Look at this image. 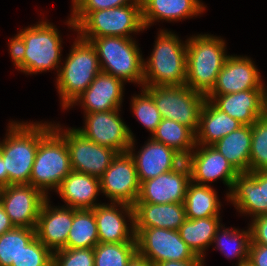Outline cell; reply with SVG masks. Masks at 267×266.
I'll use <instances>...</instances> for the list:
<instances>
[{"instance_id":"cell-9","label":"cell","mask_w":267,"mask_h":266,"mask_svg":"<svg viewBox=\"0 0 267 266\" xmlns=\"http://www.w3.org/2000/svg\"><path fill=\"white\" fill-rule=\"evenodd\" d=\"M153 98L162 119H171L189 127L195 134L206 95L184 86L143 87Z\"/></svg>"},{"instance_id":"cell-25","label":"cell","mask_w":267,"mask_h":266,"mask_svg":"<svg viewBox=\"0 0 267 266\" xmlns=\"http://www.w3.org/2000/svg\"><path fill=\"white\" fill-rule=\"evenodd\" d=\"M73 209H94L97 196L101 193L100 178L72 170L55 192Z\"/></svg>"},{"instance_id":"cell-37","label":"cell","mask_w":267,"mask_h":266,"mask_svg":"<svg viewBox=\"0 0 267 266\" xmlns=\"http://www.w3.org/2000/svg\"><path fill=\"white\" fill-rule=\"evenodd\" d=\"M141 93L132 96L131 110L133 116L141 123L151 135L162 121V116L156 107L152 96L142 87Z\"/></svg>"},{"instance_id":"cell-26","label":"cell","mask_w":267,"mask_h":266,"mask_svg":"<svg viewBox=\"0 0 267 266\" xmlns=\"http://www.w3.org/2000/svg\"><path fill=\"white\" fill-rule=\"evenodd\" d=\"M135 228L178 230L186 220L184 203H135Z\"/></svg>"},{"instance_id":"cell-23","label":"cell","mask_w":267,"mask_h":266,"mask_svg":"<svg viewBox=\"0 0 267 266\" xmlns=\"http://www.w3.org/2000/svg\"><path fill=\"white\" fill-rule=\"evenodd\" d=\"M228 201L251 220L265 215L264 170L240 173L234 180Z\"/></svg>"},{"instance_id":"cell-4","label":"cell","mask_w":267,"mask_h":266,"mask_svg":"<svg viewBox=\"0 0 267 266\" xmlns=\"http://www.w3.org/2000/svg\"><path fill=\"white\" fill-rule=\"evenodd\" d=\"M226 42L213 34H197L187 38L185 85L207 95L228 58Z\"/></svg>"},{"instance_id":"cell-41","label":"cell","mask_w":267,"mask_h":266,"mask_svg":"<svg viewBox=\"0 0 267 266\" xmlns=\"http://www.w3.org/2000/svg\"><path fill=\"white\" fill-rule=\"evenodd\" d=\"M8 42L9 54L13 65L17 70L24 73L25 43L23 37L17 33L14 37L9 38Z\"/></svg>"},{"instance_id":"cell-30","label":"cell","mask_w":267,"mask_h":266,"mask_svg":"<svg viewBox=\"0 0 267 266\" xmlns=\"http://www.w3.org/2000/svg\"><path fill=\"white\" fill-rule=\"evenodd\" d=\"M185 213L188 219L220 216L221 202L211 185L190 182L185 195Z\"/></svg>"},{"instance_id":"cell-14","label":"cell","mask_w":267,"mask_h":266,"mask_svg":"<svg viewBox=\"0 0 267 266\" xmlns=\"http://www.w3.org/2000/svg\"><path fill=\"white\" fill-rule=\"evenodd\" d=\"M190 169L191 181L208 185L220 179L227 186L229 192L235 178L240 174L231 163L212 145H196L194 150L185 158Z\"/></svg>"},{"instance_id":"cell-2","label":"cell","mask_w":267,"mask_h":266,"mask_svg":"<svg viewBox=\"0 0 267 266\" xmlns=\"http://www.w3.org/2000/svg\"><path fill=\"white\" fill-rule=\"evenodd\" d=\"M0 141V153L7 170V186L30 184L35 155L41 141L40 122L10 121Z\"/></svg>"},{"instance_id":"cell-48","label":"cell","mask_w":267,"mask_h":266,"mask_svg":"<svg viewBox=\"0 0 267 266\" xmlns=\"http://www.w3.org/2000/svg\"><path fill=\"white\" fill-rule=\"evenodd\" d=\"M265 215L267 214V170H264Z\"/></svg>"},{"instance_id":"cell-8","label":"cell","mask_w":267,"mask_h":266,"mask_svg":"<svg viewBox=\"0 0 267 266\" xmlns=\"http://www.w3.org/2000/svg\"><path fill=\"white\" fill-rule=\"evenodd\" d=\"M144 30L141 0L116 8L91 11L76 26L77 34L82 39L105 36L133 38L132 33L138 34Z\"/></svg>"},{"instance_id":"cell-20","label":"cell","mask_w":267,"mask_h":266,"mask_svg":"<svg viewBox=\"0 0 267 266\" xmlns=\"http://www.w3.org/2000/svg\"><path fill=\"white\" fill-rule=\"evenodd\" d=\"M124 81L110 74L100 72L66 109L80 105L84 113L105 112L121 109L124 96Z\"/></svg>"},{"instance_id":"cell-31","label":"cell","mask_w":267,"mask_h":266,"mask_svg":"<svg viewBox=\"0 0 267 266\" xmlns=\"http://www.w3.org/2000/svg\"><path fill=\"white\" fill-rule=\"evenodd\" d=\"M151 138L173 148L184 159L196 146V134L187 126L171 119H162Z\"/></svg>"},{"instance_id":"cell-27","label":"cell","mask_w":267,"mask_h":266,"mask_svg":"<svg viewBox=\"0 0 267 266\" xmlns=\"http://www.w3.org/2000/svg\"><path fill=\"white\" fill-rule=\"evenodd\" d=\"M241 126H243L242 123L220 110L211 100L206 99L200 112L196 145H213Z\"/></svg>"},{"instance_id":"cell-7","label":"cell","mask_w":267,"mask_h":266,"mask_svg":"<svg viewBox=\"0 0 267 266\" xmlns=\"http://www.w3.org/2000/svg\"><path fill=\"white\" fill-rule=\"evenodd\" d=\"M18 33L25 43L24 73L32 75L56 69L58 74L63 41L56 26L43 19Z\"/></svg>"},{"instance_id":"cell-11","label":"cell","mask_w":267,"mask_h":266,"mask_svg":"<svg viewBox=\"0 0 267 266\" xmlns=\"http://www.w3.org/2000/svg\"><path fill=\"white\" fill-rule=\"evenodd\" d=\"M135 239L137 254L154 266L164 261H186L196 257L178 230L135 228Z\"/></svg>"},{"instance_id":"cell-42","label":"cell","mask_w":267,"mask_h":266,"mask_svg":"<svg viewBox=\"0 0 267 266\" xmlns=\"http://www.w3.org/2000/svg\"><path fill=\"white\" fill-rule=\"evenodd\" d=\"M250 222L251 242L267 245V214L258 216Z\"/></svg>"},{"instance_id":"cell-1","label":"cell","mask_w":267,"mask_h":266,"mask_svg":"<svg viewBox=\"0 0 267 266\" xmlns=\"http://www.w3.org/2000/svg\"><path fill=\"white\" fill-rule=\"evenodd\" d=\"M71 171L65 138L53 127L52 122H41V141L35 155L30 185L48 198V191L56 192Z\"/></svg>"},{"instance_id":"cell-5","label":"cell","mask_w":267,"mask_h":266,"mask_svg":"<svg viewBox=\"0 0 267 266\" xmlns=\"http://www.w3.org/2000/svg\"><path fill=\"white\" fill-rule=\"evenodd\" d=\"M100 72L101 67L94 46L77 34L56 77L55 85L63 110L89 87Z\"/></svg>"},{"instance_id":"cell-16","label":"cell","mask_w":267,"mask_h":266,"mask_svg":"<svg viewBox=\"0 0 267 266\" xmlns=\"http://www.w3.org/2000/svg\"><path fill=\"white\" fill-rule=\"evenodd\" d=\"M190 182V169L184 160L176 169L140 183L136 203H184Z\"/></svg>"},{"instance_id":"cell-34","label":"cell","mask_w":267,"mask_h":266,"mask_svg":"<svg viewBox=\"0 0 267 266\" xmlns=\"http://www.w3.org/2000/svg\"><path fill=\"white\" fill-rule=\"evenodd\" d=\"M36 237L35 228L14 227L0 236V266H11L24 247Z\"/></svg>"},{"instance_id":"cell-38","label":"cell","mask_w":267,"mask_h":266,"mask_svg":"<svg viewBox=\"0 0 267 266\" xmlns=\"http://www.w3.org/2000/svg\"><path fill=\"white\" fill-rule=\"evenodd\" d=\"M135 0H71L70 18L66 21L68 28L76 31V26L91 12L116 8L132 4Z\"/></svg>"},{"instance_id":"cell-17","label":"cell","mask_w":267,"mask_h":266,"mask_svg":"<svg viewBox=\"0 0 267 266\" xmlns=\"http://www.w3.org/2000/svg\"><path fill=\"white\" fill-rule=\"evenodd\" d=\"M94 217L99 243L136 242L133 206L114 202L101 203L94 208Z\"/></svg>"},{"instance_id":"cell-50","label":"cell","mask_w":267,"mask_h":266,"mask_svg":"<svg viewBox=\"0 0 267 266\" xmlns=\"http://www.w3.org/2000/svg\"><path fill=\"white\" fill-rule=\"evenodd\" d=\"M238 266H253V265L249 261H246L244 263L239 264Z\"/></svg>"},{"instance_id":"cell-35","label":"cell","mask_w":267,"mask_h":266,"mask_svg":"<svg viewBox=\"0 0 267 266\" xmlns=\"http://www.w3.org/2000/svg\"><path fill=\"white\" fill-rule=\"evenodd\" d=\"M136 254V242L98 243L94 247V266H127Z\"/></svg>"},{"instance_id":"cell-46","label":"cell","mask_w":267,"mask_h":266,"mask_svg":"<svg viewBox=\"0 0 267 266\" xmlns=\"http://www.w3.org/2000/svg\"><path fill=\"white\" fill-rule=\"evenodd\" d=\"M127 266H154L148 259L136 254Z\"/></svg>"},{"instance_id":"cell-22","label":"cell","mask_w":267,"mask_h":266,"mask_svg":"<svg viewBox=\"0 0 267 266\" xmlns=\"http://www.w3.org/2000/svg\"><path fill=\"white\" fill-rule=\"evenodd\" d=\"M266 89H251L226 95H206L220 110L243 125H252L265 115Z\"/></svg>"},{"instance_id":"cell-36","label":"cell","mask_w":267,"mask_h":266,"mask_svg":"<svg viewBox=\"0 0 267 266\" xmlns=\"http://www.w3.org/2000/svg\"><path fill=\"white\" fill-rule=\"evenodd\" d=\"M251 150L249 172L267 170V116L251 125Z\"/></svg>"},{"instance_id":"cell-6","label":"cell","mask_w":267,"mask_h":266,"mask_svg":"<svg viewBox=\"0 0 267 266\" xmlns=\"http://www.w3.org/2000/svg\"><path fill=\"white\" fill-rule=\"evenodd\" d=\"M84 40L94 46L102 72L143 87L144 58L134 38L105 36Z\"/></svg>"},{"instance_id":"cell-13","label":"cell","mask_w":267,"mask_h":266,"mask_svg":"<svg viewBox=\"0 0 267 266\" xmlns=\"http://www.w3.org/2000/svg\"><path fill=\"white\" fill-rule=\"evenodd\" d=\"M100 190L110 202L134 206L140 191L136 165L129 153L120 152L100 177Z\"/></svg>"},{"instance_id":"cell-45","label":"cell","mask_w":267,"mask_h":266,"mask_svg":"<svg viewBox=\"0 0 267 266\" xmlns=\"http://www.w3.org/2000/svg\"><path fill=\"white\" fill-rule=\"evenodd\" d=\"M14 227H15L14 224L11 222L10 218L4 211L1 201H0V236L3 233L8 232L9 230L13 229Z\"/></svg>"},{"instance_id":"cell-18","label":"cell","mask_w":267,"mask_h":266,"mask_svg":"<svg viewBox=\"0 0 267 266\" xmlns=\"http://www.w3.org/2000/svg\"><path fill=\"white\" fill-rule=\"evenodd\" d=\"M250 57L229 55L207 95H226L251 89H266L262 76Z\"/></svg>"},{"instance_id":"cell-12","label":"cell","mask_w":267,"mask_h":266,"mask_svg":"<svg viewBox=\"0 0 267 266\" xmlns=\"http://www.w3.org/2000/svg\"><path fill=\"white\" fill-rule=\"evenodd\" d=\"M119 111L121 110L84 113L85 126L76 129L96 144L109 147L118 153L126 152L135 137L121 119Z\"/></svg>"},{"instance_id":"cell-39","label":"cell","mask_w":267,"mask_h":266,"mask_svg":"<svg viewBox=\"0 0 267 266\" xmlns=\"http://www.w3.org/2000/svg\"><path fill=\"white\" fill-rule=\"evenodd\" d=\"M53 253L35 237L18 255L11 266H52Z\"/></svg>"},{"instance_id":"cell-43","label":"cell","mask_w":267,"mask_h":266,"mask_svg":"<svg viewBox=\"0 0 267 266\" xmlns=\"http://www.w3.org/2000/svg\"><path fill=\"white\" fill-rule=\"evenodd\" d=\"M248 261L253 266H267V245L250 242Z\"/></svg>"},{"instance_id":"cell-21","label":"cell","mask_w":267,"mask_h":266,"mask_svg":"<svg viewBox=\"0 0 267 266\" xmlns=\"http://www.w3.org/2000/svg\"><path fill=\"white\" fill-rule=\"evenodd\" d=\"M49 199L41 207L35 230L36 237L53 253L66 246L73 222V208L51 206Z\"/></svg>"},{"instance_id":"cell-33","label":"cell","mask_w":267,"mask_h":266,"mask_svg":"<svg viewBox=\"0 0 267 266\" xmlns=\"http://www.w3.org/2000/svg\"><path fill=\"white\" fill-rule=\"evenodd\" d=\"M98 243L94 209H73V222L65 248H94Z\"/></svg>"},{"instance_id":"cell-19","label":"cell","mask_w":267,"mask_h":266,"mask_svg":"<svg viewBox=\"0 0 267 266\" xmlns=\"http://www.w3.org/2000/svg\"><path fill=\"white\" fill-rule=\"evenodd\" d=\"M135 141L132 139L128 151L134 159L140 183L176 169L185 160L173 148L151 137L136 154Z\"/></svg>"},{"instance_id":"cell-24","label":"cell","mask_w":267,"mask_h":266,"mask_svg":"<svg viewBox=\"0 0 267 266\" xmlns=\"http://www.w3.org/2000/svg\"><path fill=\"white\" fill-rule=\"evenodd\" d=\"M141 4L145 29L155 21L177 22L201 15L206 10L200 0H141Z\"/></svg>"},{"instance_id":"cell-44","label":"cell","mask_w":267,"mask_h":266,"mask_svg":"<svg viewBox=\"0 0 267 266\" xmlns=\"http://www.w3.org/2000/svg\"><path fill=\"white\" fill-rule=\"evenodd\" d=\"M205 260L199 256H196L193 260L186 261H164L156 264L155 266H204Z\"/></svg>"},{"instance_id":"cell-15","label":"cell","mask_w":267,"mask_h":266,"mask_svg":"<svg viewBox=\"0 0 267 266\" xmlns=\"http://www.w3.org/2000/svg\"><path fill=\"white\" fill-rule=\"evenodd\" d=\"M47 197L30 184H11L0 189L2 207L15 227L36 228Z\"/></svg>"},{"instance_id":"cell-28","label":"cell","mask_w":267,"mask_h":266,"mask_svg":"<svg viewBox=\"0 0 267 266\" xmlns=\"http://www.w3.org/2000/svg\"><path fill=\"white\" fill-rule=\"evenodd\" d=\"M251 125H243L217 141L214 146L239 173L249 172Z\"/></svg>"},{"instance_id":"cell-49","label":"cell","mask_w":267,"mask_h":266,"mask_svg":"<svg viewBox=\"0 0 267 266\" xmlns=\"http://www.w3.org/2000/svg\"><path fill=\"white\" fill-rule=\"evenodd\" d=\"M265 115L267 116V88L265 92Z\"/></svg>"},{"instance_id":"cell-10","label":"cell","mask_w":267,"mask_h":266,"mask_svg":"<svg viewBox=\"0 0 267 266\" xmlns=\"http://www.w3.org/2000/svg\"><path fill=\"white\" fill-rule=\"evenodd\" d=\"M54 123L53 127L65 138L70 154L71 169L100 178L118 152L94 143L75 127L64 129L59 123Z\"/></svg>"},{"instance_id":"cell-47","label":"cell","mask_w":267,"mask_h":266,"mask_svg":"<svg viewBox=\"0 0 267 266\" xmlns=\"http://www.w3.org/2000/svg\"><path fill=\"white\" fill-rule=\"evenodd\" d=\"M7 186V170L4 166V160L0 153V189Z\"/></svg>"},{"instance_id":"cell-40","label":"cell","mask_w":267,"mask_h":266,"mask_svg":"<svg viewBox=\"0 0 267 266\" xmlns=\"http://www.w3.org/2000/svg\"><path fill=\"white\" fill-rule=\"evenodd\" d=\"M52 266H94V248H64L55 251Z\"/></svg>"},{"instance_id":"cell-3","label":"cell","mask_w":267,"mask_h":266,"mask_svg":"<svg viewBox=\"0 0 267 266\" xmlns=\"http://www.w3.org/2000/svg\"><path fill=\"white\" fill-rule=\"evenodd\" d=\"M157 34L151 55L143 59V87L184 86L187 39L184 42L167 29H160Z\"/></svg>"},{"instance_id":"cell-32","label":"cell","mask_w":267,"mask_h":266,"mask_svg":"<svg viewBox=\"0 0 267 266\" xmlns=\"http://www.w3.org/2000/svg\"><path fill=\"white\" fill-rule=\"evenodd\" d=\"M224 227V228H223ZM247 230L237 228H225L222 225L217 229L213 238L215 249L219 250L227 259H237V266L248 261L249 245L251 242V231L248 223Z\"/></svg>"},{"instance_id":"cell-29","label":"cell","mask_w":267,"mask_h":266,"mask_svg":"<svg viewBox=\"0 0 267 266\" xmlns=\"http://www.w3.org/2000/svg\"><path fill=\"white\" fill-rule=\"evenodd\" d=\"M221 216L188 219L178 229L181 238L196 256L205 259V251L212 245L217 229L221 226Z\"/></svg>"}]
</instances>
